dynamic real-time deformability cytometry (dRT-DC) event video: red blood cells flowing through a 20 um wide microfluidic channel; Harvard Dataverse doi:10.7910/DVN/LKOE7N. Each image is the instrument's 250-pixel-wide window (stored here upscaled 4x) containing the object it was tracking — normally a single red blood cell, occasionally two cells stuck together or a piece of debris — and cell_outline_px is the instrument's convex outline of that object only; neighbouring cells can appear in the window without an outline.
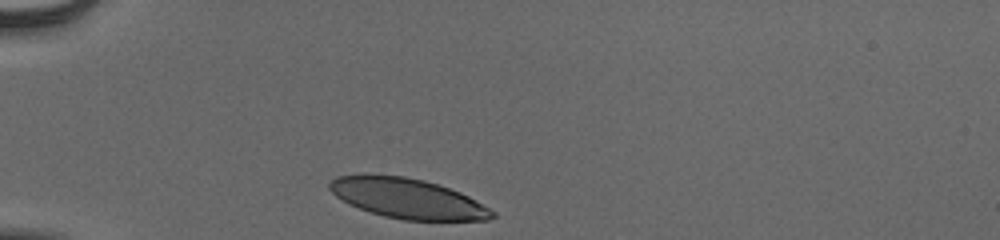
{"species": "human", "species_latin": "Homo sapiens", "temperature_condition": "cold", "stored_images_in_passage": 31, "camera_frame_rate_fps": 3000, "um_per_image_px": 0.085, "donor": {"sex": "male"}, "frame": {"image": 1, "passage_image": 1, "time_ms": 0.0, "image_size_px": [1000, 240], "cell_outline_px": [[496, 216], [488, 220], [404, 220], [384, 216], [348, 204], [336, 196], [328, 188], [328, 184], [336, 176], [404, 176], [424, 180], [460, 192], [468, 196], [496, 212]], "centroid_in_image_um": [34.68, 16.89], "position_along_channel_um": 50.3, "area_um2": 37.22}}
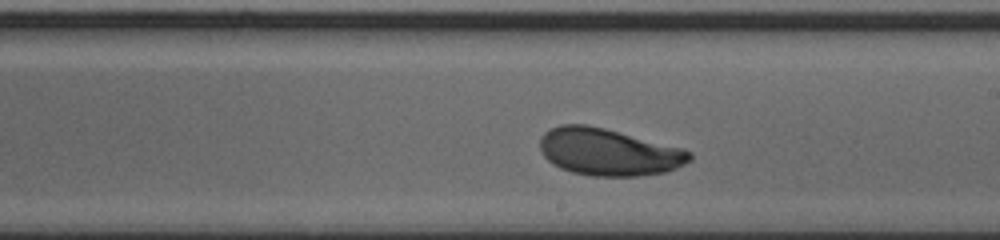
{"frame": {"image": 2, "passage_image": 18, "time_ms": 5.667, "image_size_px": [1000, 240], "cell_outline_px": [[692, 160], [668, 172], [640, 176], [592, 176], [572, 172], [560, 168], [552, 164], [544, 156], [540, 148], [540, 136], [544, 132], [560, 124], [584, 124], [604, 128], [684, 148], [692, 152]], "centroid_in_image_um": [51.74, 12.92], "position_along_channel_um": 237.3, "area_um2": 41.33}}
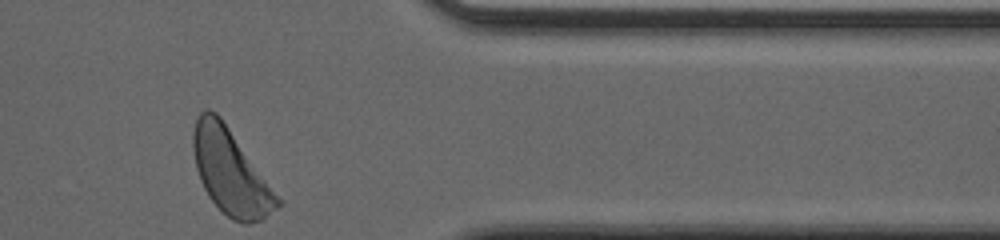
{"frame": {"image": 3, "passage_image": 31, "time_ms": 10.0, "image_size_px": [1000, 240], "cell_outline_px": [[284, 204], [260, 220], [248, 224], [240, 224], [232, 220], [208, 196], [200, 180], [196, 168], [192, 148], [192, 132], [196, 120], [200, 112], [204, 108], [208, 108], [216, 112], [220, 116]], "centroid_in_image_um": [19.57, 14.61], "position_along_channel_um": 391.8, "area_um2": 41.38}, "authors_computed_cell_mechanics": {"area_um2": 40.6912, "velocity_mm_per_s": 3.8319, "shape_relaxation_time_tau1_ms": 2.6759, "shape_relaxation_time_tau2_ms": null, "deformation_change_tau1": 0.1483, "deformation_change_tau2": null}}